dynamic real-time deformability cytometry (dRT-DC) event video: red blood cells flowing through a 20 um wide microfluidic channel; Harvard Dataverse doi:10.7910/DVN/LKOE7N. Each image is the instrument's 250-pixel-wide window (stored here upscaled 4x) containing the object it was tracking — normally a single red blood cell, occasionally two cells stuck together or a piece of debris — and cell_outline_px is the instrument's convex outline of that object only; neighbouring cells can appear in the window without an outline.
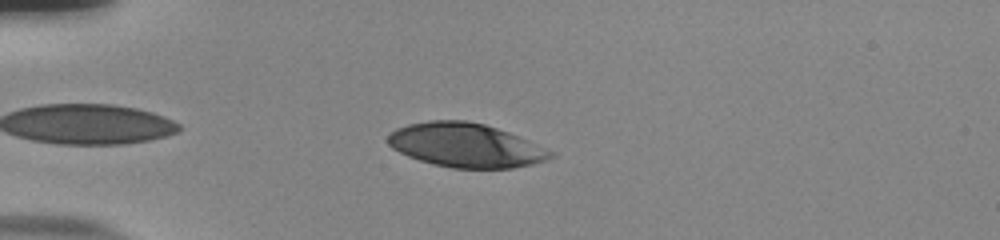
{"species": "human", "species_latin": "Homo sapiens", "temperature_condition": "room temperature", "stored_images_in_passage": 39, "camera_frame_rate_fps": 3000, "um_per_image_px": 0.085, "donor": {"sex": "male"}, "frame": {"image": 1, "passage_image": 4, "time_ms": 1.0, "image_size_px": [1000, 240], "cell_outline_px": [[556, 156], [532, 164], [512, 168], [452, 168], [432, 164], [408, 156], [392, 148], [384, 140], [396, 128], [408, 124], [428, 120], [468, 120], [484, 124], [508, 132], [556, 152]], "centroid_in_image_um": [39.57, 12.34], "position_along_channel_um": 45.4, "area_um2": 41.79}}
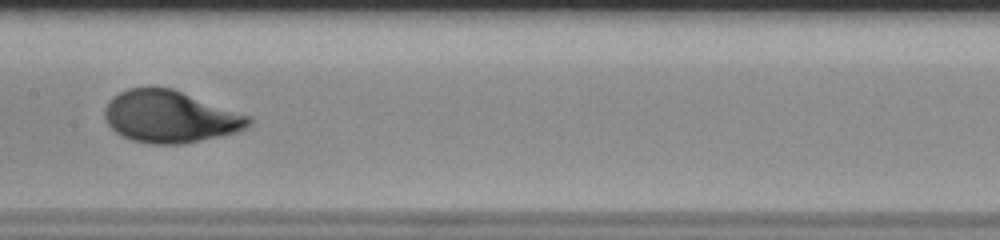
{"frame": {"image": 2, "passage_image": 18, "time_ms": 5.667, "image_size_px": [1000, 240], "cell_outline_px": [[252, 124], [236, 132], [220, 136], [180, 144], [152, 144], [132, 140], [120, 136], [108, 124], [104, 116], [104, 108], [112, 96], [128, 88], [152, 84], [172, 88], [252, 116]], "centroid_in_image_um": [14.43, 9.88], "position_along_channel_um": 193.0, "area_um2": 44.27}}
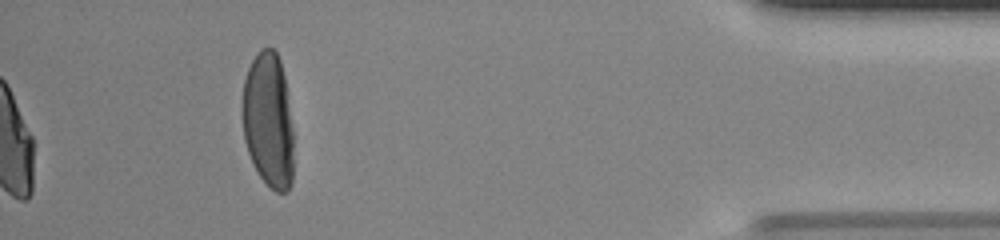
{"frame": {"image": 3, "passage_image": 39, "time_ms": 12.667, "image_size_px": [1000, 240], "cell_outline_px": [[292, 184], [288, 192], [276, 192], [260, 176], [252, 164], [244, 140], [240, 108], [240, 104], [244, 80], [248, 68], [252, 60], [260, 48], [272, 48], [276, 52], [280, 60], [284, 76], [292, 128]], "centroid_in_image_um": [22.77, 10.22], "position_along_channel_um": 412.4, "area_um2": 40.69}, "authors_computed_cell_mechanics": {"area_um2": 43.1766, "velocity_mm_per_s": 3.8313, "shape_relaxation_time_tau1_ms": 3.5625, "shape_relaxation_time_tau2_ms": null, "deformation_change_tau1": 0.2138, "deformation_change_tau2": null}}